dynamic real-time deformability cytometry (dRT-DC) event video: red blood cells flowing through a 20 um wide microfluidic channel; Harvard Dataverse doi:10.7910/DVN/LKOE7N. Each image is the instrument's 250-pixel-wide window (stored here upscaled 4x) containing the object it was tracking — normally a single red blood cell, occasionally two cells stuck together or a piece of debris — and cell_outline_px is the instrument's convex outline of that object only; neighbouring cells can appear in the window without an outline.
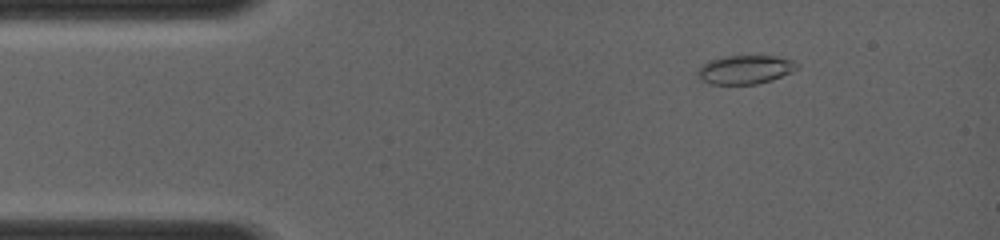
{"species": "common noctule bat (a hibernating species)", "species_latin": "Nyctalus noctula", "temperature_condition": "room temperature", "stored_images_in_passage": 47, "camera_frame_rate_fps": 4000, "um_per_image_px": 0.085, "animal": {"sex": "female", "body_mass_g": 19.0, "forearm_length_mm": 56.7}, "frame": {"image": 1, "passage_image": 10, "time_ms": 1.75, "image_size_px": [1000, 240], "cell_outline_px": [[800, 68], [792, 72], [772, 80], [756, 84], [712, 84], [700, 80], [696, 72], [708, 60], [724, 56], [776, 56], [792, 60]], "centroid_in_image_um": [63.34, 5.92], "position_along_channel_um": 21.7, "area_um2": 16.65}}
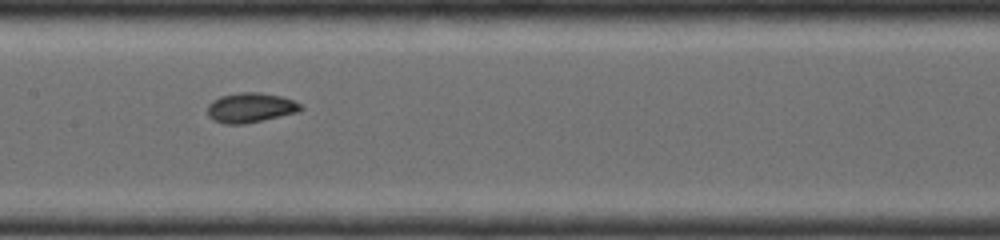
{"frame": {"image": 2, "passage_image": 32, "time_ms": 6.75, "image_size_px": [1000, 240], "cell_outline_px": [[304, 108], [300, 112], [240, 124], [228, 124], [212, 120], [208, 116], [208, 104], [212, 100], [220, 96], [240, 92], [260, 92], [280, 96], [296, 100]], "centroid_in_image_um": [21.3, 9.13], "position_along_channel_um": 186.1, "area_um2": 16.18}}
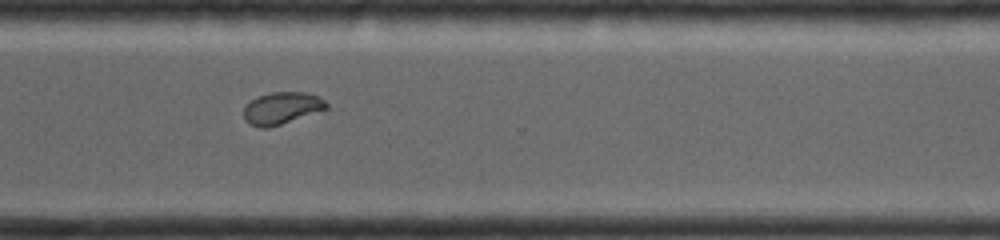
{"frame": {"image": 3, "passage_image": 46, "time_ms": 10.25, "image_size_px": [1000, 240], "cell_outline_px": [[328, 108], [268, 128], [260, 128], [252, 124], [244, 116], [244, 108], [256, 96], [272, 92], [304, 92], [320, 96], [328, 104]], "centroid_in_image_um": [23.97, 9.17], "position_along_channel_um": 346.6, "area_um2": 15.14}}